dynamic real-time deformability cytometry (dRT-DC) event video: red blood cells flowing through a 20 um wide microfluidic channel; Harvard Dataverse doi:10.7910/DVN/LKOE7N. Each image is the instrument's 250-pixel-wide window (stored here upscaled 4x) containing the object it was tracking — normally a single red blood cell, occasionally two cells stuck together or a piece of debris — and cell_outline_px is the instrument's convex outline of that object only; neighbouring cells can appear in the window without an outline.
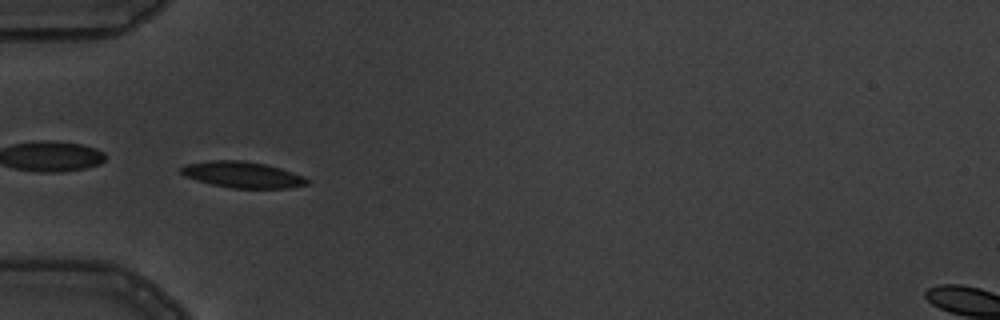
{"species": "common noctule bat (a hibernating species)", "species_latin": "Nyctalus noctula", "temperature_condition": "warm", "stored_images_in_passage": 6, "camera_frame_rate_fps": 3000, "um_per_image_px": 0.085, "animal": {"sex": "male", "body_mass_g": 19.5, "forearm_length_mm": 54.6}, "frame": {"image": 1, "passage_image": 5, "time_ms": 5.333, "image_size_px": [1000, 320], "cell_outline_px": [[308, 184], [288, 188], [232, 188], [212, 184], [196, 180], [184, 176], [180, 172], [180, 168], [184, 164], [212, 160], [244, 160], [264, 164], [280, 168], [304, 176], [308, 180]], "centroid_in_image_um": [20.58, 14.84], "position_along_channel_um": 64.4, "area_um2": 19.19}}